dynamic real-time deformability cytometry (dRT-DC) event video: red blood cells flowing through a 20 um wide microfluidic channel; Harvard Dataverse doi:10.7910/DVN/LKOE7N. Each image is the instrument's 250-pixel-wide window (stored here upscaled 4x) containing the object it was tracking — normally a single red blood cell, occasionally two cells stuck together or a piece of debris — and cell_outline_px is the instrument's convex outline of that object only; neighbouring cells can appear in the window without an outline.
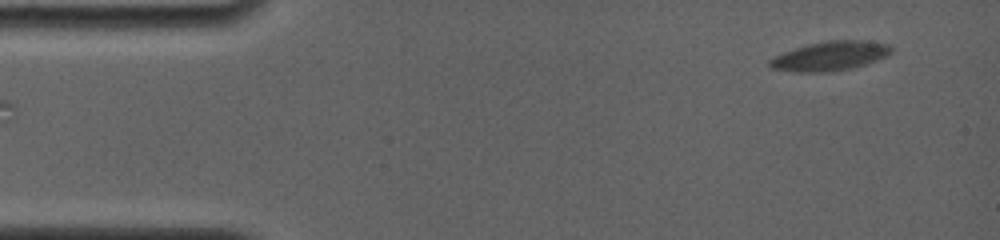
{"species": "common noctule bat (a hibernating species)", "species_latin": "Nyctalus noctula", "temperature_condition": "room temperature", "stored_images_in_passage": 51, "camera_frame_rate_fps": 4000, "um_per_image_px": 0.085, "animal": {"sex": "female", "body_mass_g": 19.0, "forearm_length_mm": 56.7}, "frame": {"image": 1, "passage_image": 1, "time_ms": 0.0, "image_size_px": [1000, 240], "cell_outline_px": [[892, 52], [888, 56], [868, 64], [848, 68], [824, 72], [792, 72], [772, 68], [768, 64], [768, 60], [784, 52], [808, 44], [828, 40], [864, 40], [888, 44], [892, 48]], "centroid_in_image_um": [70.58, 4.76], "position_along_channel_um": 14.4, "area_um2": 20.69}}
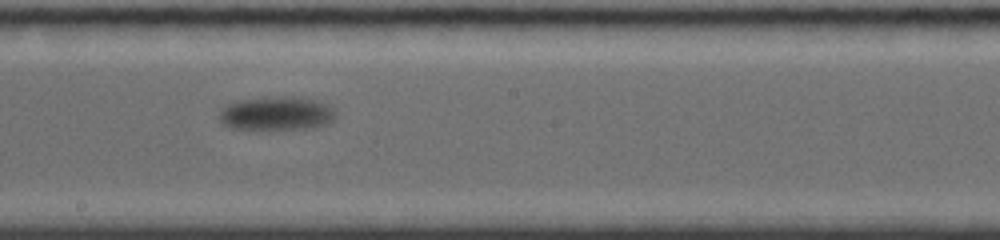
{"frame": {"image": 2, "passage_image": 22, "time_ms": 9.5, "image_size_px": [1000, 240], "cell_outline_px": [[336, 112], [332, 120], [324, 124], [312, 128], [232, 128], [224, 124], [220, 120], [220, 112], [228, 104], [240, 100], [276, 96], [296, 96], [316, 100], [328, 104]], "centroid_in_image_um": [23.54, 9.61], "position_along_channel_um": 224.7, "area_um2": 22.43}}
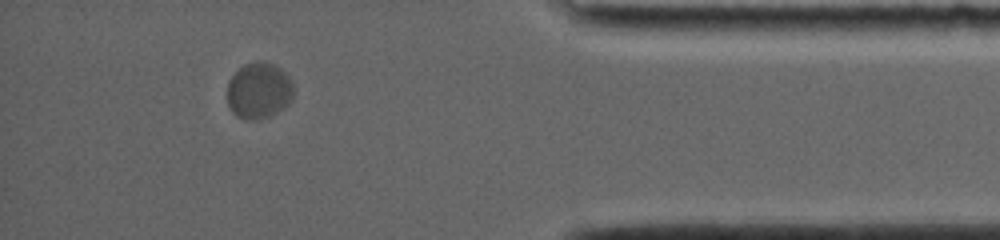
{"frame": {"image": 3, "passage_image": 44, "time_ms": 16.0, "image_size_px": [1000, 240], "cell_outline_px": [[292, 96], [288, 104], [276, 112], [268, 116], [252, 120], [248, 120], [236, 116], [232, 112], [228, 104], [228, 80], [244, 64], [272, 64], [280, 68], [292, 80]], "centroid_in_image_um": [21.99, 7.74], "position_along_channel_um": 413.2, "area_um2": 21.1}, "authors_computed_cell_mechanics": {"area_um2": 21.386, "velocity_mm_per_s": 3.2698, "shape_relaxation_time_tau1_ms": 1.9407, "shape_relaxation_time_tau2_ms": null, "deformation_change_tau1": 0.0811, "deformation_change_tau2": null}}